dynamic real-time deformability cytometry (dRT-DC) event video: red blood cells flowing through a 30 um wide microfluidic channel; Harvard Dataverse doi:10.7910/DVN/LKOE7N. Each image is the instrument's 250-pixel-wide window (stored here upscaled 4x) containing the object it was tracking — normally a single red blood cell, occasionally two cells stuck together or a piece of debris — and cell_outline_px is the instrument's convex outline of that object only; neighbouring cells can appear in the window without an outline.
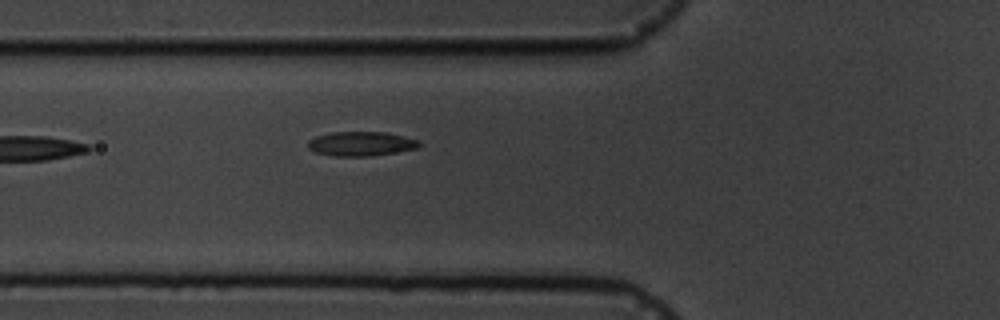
{"species": "common noctule bat (a hibernating species)", "species_latin": "Nyctalus noctula", "temperature_condition": "cold", "stored_images_in_passage": 6, "camera_frame_rate_fps": 3000, "um_per_image_px": 0.085, "animal": {"sex": "male", "body_mass_g": 19.5, "forearm_length_mm": 54.6}, "frame": {"image": 1, "passage_image": 6, "time_ms": 6.0, "image_size_px": [1000, 320], "cell_outline_px": [[420, 144], [416, 148], [372, 156], [336, 156], [316, 152], [308, 148], [308, 140], [316, 136], [332, 132], [384, 132], [404, 136], [416, 140]], "centroid_in_image_um": [30.64, 12.21], "position_along_channel_um": 95.2, "area_um2": 15.55}}